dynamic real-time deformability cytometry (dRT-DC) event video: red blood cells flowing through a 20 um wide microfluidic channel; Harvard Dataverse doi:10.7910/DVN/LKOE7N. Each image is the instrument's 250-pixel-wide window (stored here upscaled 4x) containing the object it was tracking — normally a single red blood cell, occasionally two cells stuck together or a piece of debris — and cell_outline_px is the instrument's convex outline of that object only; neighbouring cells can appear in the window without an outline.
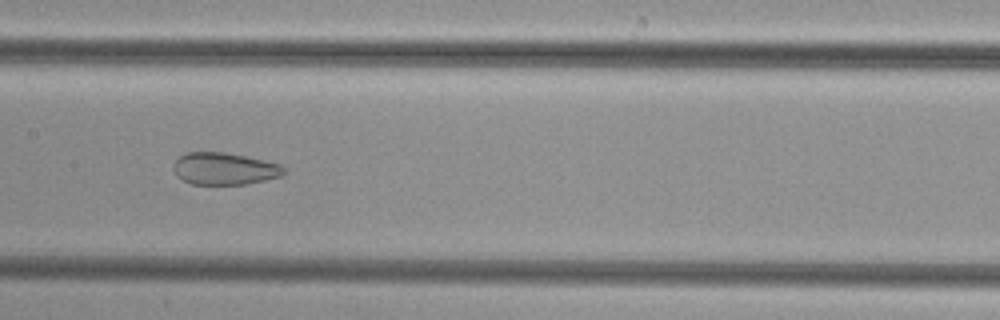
{"species": "common noctule bat (a hibernating species)", "species_latin": "Nyctalus noctula", "temperature_condition": "cold", "stored_images_in_passage": 50, "camera_frame_rate_fps": 3000, "um_per_image_px": 0.085, "animal": {"sex": "female", "body_mass_g": 29.2, "forearm_length_mm": 56.3}, "frame": {"image": 1, "passage_image": 25, "time_ms": 8.0, "image_size_px": [1000, 320], "cell_outline_px": [[288, 172], [280, 176], [264, 180], [244, 184], [192, 184], [176, 176], [172, 168], [172, 164], [180, 156], [188, 152], [224, 152], [264, 160], [280, 164], [288, 168]], "centroid_in_image_um": [19.09, 14.33], "position_along_channel_um": 188.3, "area_um2": 20.75}}
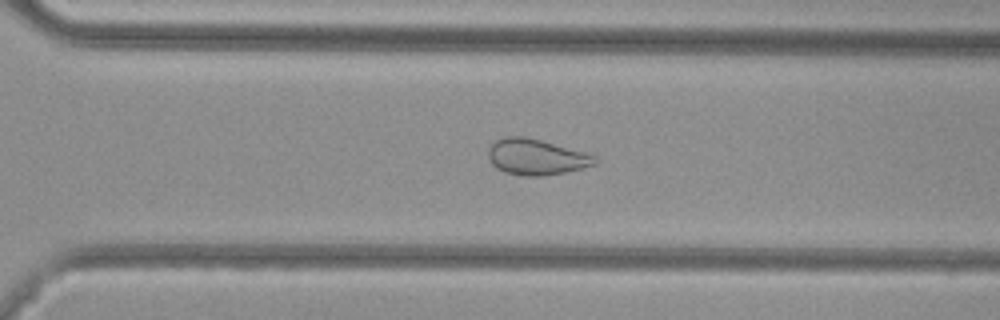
{"frame": {"image": 2, "passage_image": 35, "time_ms": 11.333, "image_size_px": [1000, 320], "cell_outline_px": [[600, 160], [596, 164], [564, 172], [544, 176], [528, 176], [504, 172], [496, 168], [492, 164], [488, 156], [488, 148], [496, 140], [504, 136], [524, 136], [540, 140], [584, 152], [596, 156]], "centroid_in_image_um": [45.56, 13.34], "position_along_channel_um": 325.0, "area_um2": 22.2}}
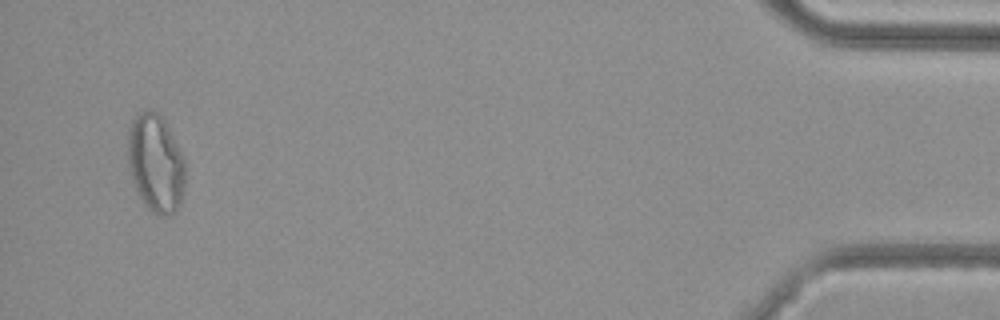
{"frame": {"image": 3, "passage_image": 48, "time_ms": 15.667, "image_size_px": [1000, 320], "cell_outline_px": [[184, 188], [180, 204], [176, 212], [168, 216], [160, 216], [152, 212], [144, 204], [136, 192], [132, 180], [128, 164], [128, 128], [132, 120], [140, 112], [156, 112], [164, 120], [184, 160]], "centroid_in_image_um": [13.21, 13.94], "position_along_channel_um": 422.0, "area_um2": 32.54}}